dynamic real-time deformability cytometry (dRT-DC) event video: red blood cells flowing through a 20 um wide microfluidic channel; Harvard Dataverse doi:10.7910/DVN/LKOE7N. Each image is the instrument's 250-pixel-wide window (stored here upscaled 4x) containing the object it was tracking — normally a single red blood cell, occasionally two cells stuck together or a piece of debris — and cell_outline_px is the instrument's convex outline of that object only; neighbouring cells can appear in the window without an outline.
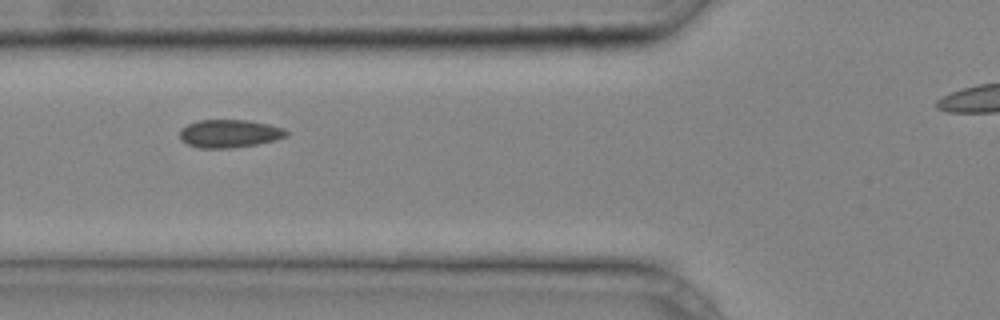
{"species": "common noctule bat (a hibernating species)", "species_latin": "Nyctalus noctula", "temperature_condition": "cold", "stored_images_in_passage": 33, "camera_frame_rate_fps": 3000, "um_per_image_px": 0.085, "animal": {"sex": "male", "body_mass_g": 20.4}, "frame": {"image": 1, "passage_image": 10, "time_ms": 3.0, "image_size_px": [1000, 320], "cell_outline_px": [[288, 136], [276, 140], [256, 144], [232, 148], [200, 148], [188, 144], [180, 140], [180, 128], [188, 124], [200, 120], [248, 120], [268, 124], [284, 128], [288, 132]], "centroid_in_image_um": [19.51, 11.35], "position_along_channel_um": 106.3, "area_um2": 17.46}}